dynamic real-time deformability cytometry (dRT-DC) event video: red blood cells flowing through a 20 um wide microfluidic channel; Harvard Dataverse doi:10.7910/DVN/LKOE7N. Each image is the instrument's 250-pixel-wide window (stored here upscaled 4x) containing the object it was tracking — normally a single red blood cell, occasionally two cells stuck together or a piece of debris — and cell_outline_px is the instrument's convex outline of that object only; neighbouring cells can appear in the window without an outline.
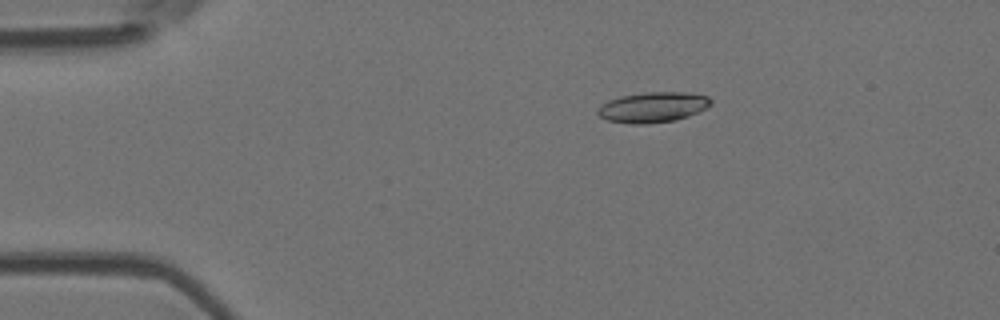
{"species": "Egyptian fruit bat (a non-hibernating species)", "species_latin": "Rousettus aegyptiacus", "temperature_condition": "room temperature", "stored_images_in_passage": 5, "camera_frame_rate_fps": 3000, "um_per_image_px": 0.085, "animal": {"sex": "female"}, "frame": {"image": 1, "passage_image": 3, "time_ms": 2.333, "image_size_px": [1000, 320], "cell_outline_px": [[712, 104], [688, 116], [676, 120], [644, 124], [632, 124], [608, 120], [600, 116], [596, 112], [596, 108], [608, 100], [620, 96], [644, 92], [692, 92], [708, 96], [712, 100]], "centroid_in_image_um": [55.48, 9.1], "position_along_channel_um": 29.5, "area_um2": 20.11}}